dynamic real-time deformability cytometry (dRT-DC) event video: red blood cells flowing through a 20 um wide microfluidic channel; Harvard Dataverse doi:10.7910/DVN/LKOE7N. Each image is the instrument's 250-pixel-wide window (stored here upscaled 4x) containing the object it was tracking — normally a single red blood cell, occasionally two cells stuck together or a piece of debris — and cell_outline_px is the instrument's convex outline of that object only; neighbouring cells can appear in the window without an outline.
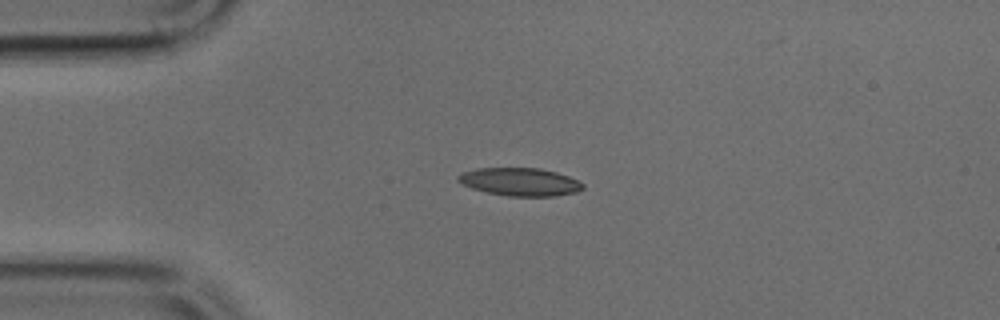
{"species": "common noctule bat (a hibernating species)", "species_latin": "Nyctalus noctula", "temperature_condition": "cold", "stored_images_in_passage": 28, "camera_frame_rate_fps": 3000, "um_per_image_px": 0.085, "animal": {"sex": "male", "body_mass_g": 17.9, "forearm_length_mm": 54.2}, "frame": {"image": 1, "passage_image": 1, "time_ms": 0.0, "image_size_px": [1000, 320], "cell_outline_px": [[584, 188], [576, 192], [556, 196], [508, 196], [488, 192], [472, 188], [456, 180], [456, 176], [464, 172], [476, 168], [540, 168], [556, 172], [568, 176], [584, 184]], "centroid_in_image_um": [44.2, 15.45], "position_along_channel_um": 40.8, "area_um2": 20.23}}
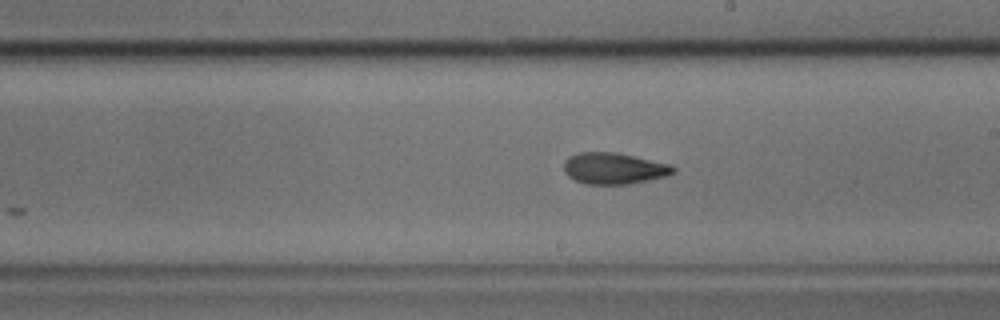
{"frame": {"image": 2, "passage_image": 17, "time_ms": 5.333, "image_size_px": [1000, 320], "cell_outline_px": [[676, 172], [668, 176], [628, 184], [584, 184], [568, 176], [564, 172], [564, 160], [568, 156], [580, 152], [616, 152], [672, 164], [676, 168]], "centroid_in_image_um": [52.2, 14.31], "position_along_channel_um": 236.8, "area_um2": 20.23}}
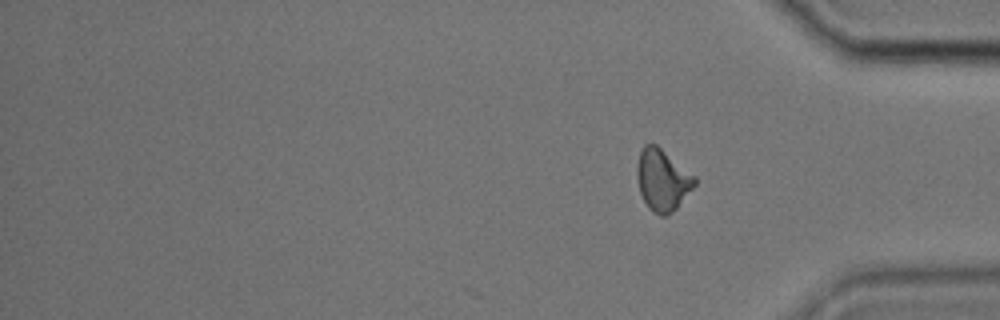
{"frame": {"image": 3, "passage_image": 28, "time_ms": 9.0, "image_size_px": [1000, 320], "cell_outline_px": [[696, 184], [676, 208], [668, 216], [660, 216], [652, 212], [648, 208], [640, 192], [636, 176], [636, 168], [640, 152], [644, 144], [656, 144], [696, 176]], "centroid_in_image_um": [56.3, 15.3], "position_along_channel_um": 378.9, "area_um2": 20.75}}